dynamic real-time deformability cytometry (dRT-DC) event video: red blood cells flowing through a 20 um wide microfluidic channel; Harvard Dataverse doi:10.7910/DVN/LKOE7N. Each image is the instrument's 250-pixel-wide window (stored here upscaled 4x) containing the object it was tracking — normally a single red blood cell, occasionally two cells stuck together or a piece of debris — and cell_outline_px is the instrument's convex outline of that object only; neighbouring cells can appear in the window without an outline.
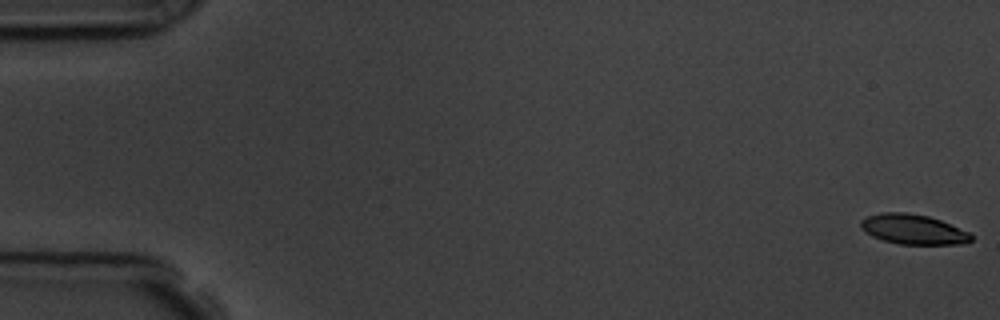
{"species": "common noctule bat (a hibernating species)", "species_latin": "Nyctalus noctula", "temperature_condition": "room temperature", "stored_images_in_passage": 57, "camera_frame_rate_fps": 3000, "um_per_image_px": 0.085, "animal": {"sex": "male", "body_mass_g": 19.5, "forearm_length_mm": 54.6}, "frame": {"image": 1, "passage_image": 1, "time_ms": 0.0, "image_size_px": [1000, 320], "cell_outline_px": [[972, 240], [968, 244], [900, 244], [884, 240], [872, 236], [864, 232], [860, 228], [860, 220], [868, 216], [880, 212], [904, 212], [928, 216], [940, 220], [968, 232], [972, 236]], "centroid_in_image_um": [77.59, 19.49], "position_along_channel_um": 7.4, "area_um2": 19.25}}
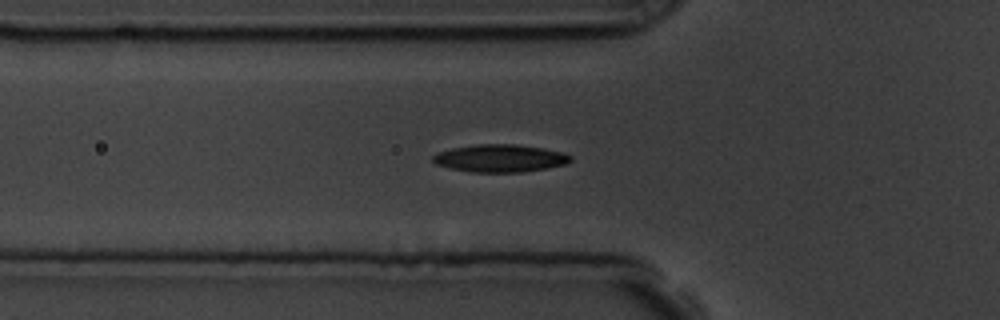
{"frame": {"image": 2, "passage_image": 20, "time_ms": 6.333, "image_size_px": [1000, 320], "cell_outline_px": [[572, 160], [564, 164], [544, 168], [520, 172], [468, 172], [448, 168], [436, 164], [432, 160], [432, 156], [436, 152], [452, 148], [476, 144], [516, 144], [544, 148], [564, 152], [572, 156]], "centroid_in_image_um": [42.46, 13.44], "position_along_channel_um": 83.3, "area_um2": 22.25}}
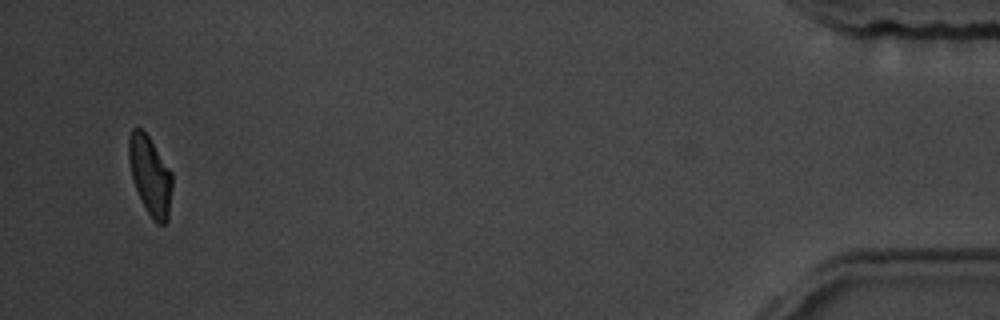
{"frame": {"image": 3, "passage_image": 55, "time_ms": 18.0, "image_size_px": [1000, 320], "cell_outline_px": [[172, 188], [168, 220], [164, 224], [156, 224], [148, 212], [136, 188], [132, 176], [128, 160], [128, 140], [132, 128], [140, 128], [148, 136], [172, 172]], "centroid_in_image_um": [12.77, 14.92], "position_along_channel_um": 422.4, "area_um2": 19.71}, "authors_computed_cell_mechanics": {"area_um2": 20.808, "velocity_mm_per_s": 3.6093, "shape_relaxation_time_tau1_ms": 3.6145, "shape_relaxation_time_tau2_ms": 2.6235, "deformation_change_tau1": 0.1259, "deformation_change_tau2": 0.0784}}